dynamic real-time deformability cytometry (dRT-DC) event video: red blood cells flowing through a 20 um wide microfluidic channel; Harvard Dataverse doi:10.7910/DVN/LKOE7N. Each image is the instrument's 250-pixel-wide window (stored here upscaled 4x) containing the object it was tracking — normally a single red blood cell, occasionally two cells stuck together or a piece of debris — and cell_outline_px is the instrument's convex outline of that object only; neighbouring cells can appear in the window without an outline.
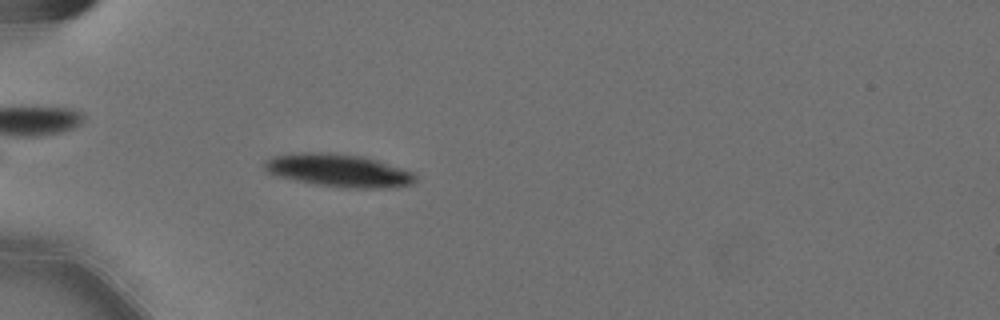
{"species": "Egyptian fruit bat (a non-hibernating species)", "species_latin": "Rousettus aegyptiacus", "temperature_condition": "cold", "stored_images_in_passage": 45, "camera_frame_rate_fps": 3000, "um_per_image_px": 0.085, "animal": {"sex": "female"}, "frame": {"image": 1, "passage_image": 6, "time_ms": 1.667, "image_size_px": [1000, 320], "cell_outline_px": [[416, 180], [412, 184], [396, 188], [340, 188], [316, 184], [276, 176], [268, 172], [260, 164], [264, 160], [272, 156], [292, 152], [332, 152], [364, 156], [412, 172], [416, 176]], "centroid_in_image_um": [28.72, 14.48], "position_along_channel_um": 56.3, "area_um2": 29.36}}
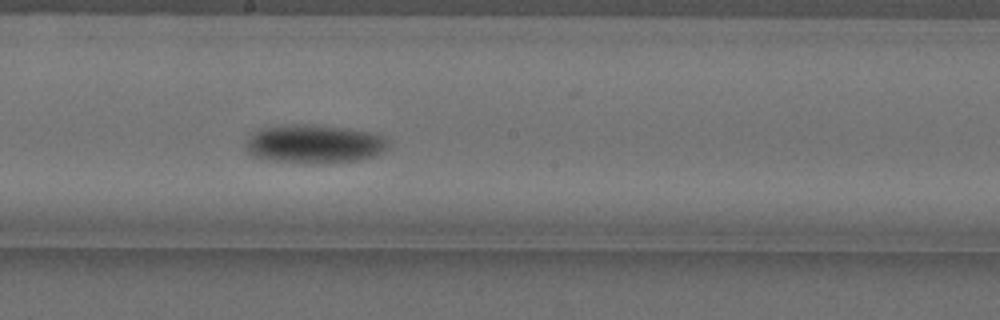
{"frame": {"image": 2, "passage_image": 21, "time_ms": 6.667, "image_size_px": [1000, 320], "cell_outline_px": [[388, 148], [376, 156], [360, 160], [272, 160], [252, 156], [248, 152], [244, 144], [260, 128], [296, 124], [304, 124], [348, 128], [372, 132], [384, 136], [388, 140]], "centroid_in_image_um": [26.77, 12.18], "position_along_channel_um": 221.4, "area_um2": 30.87}}
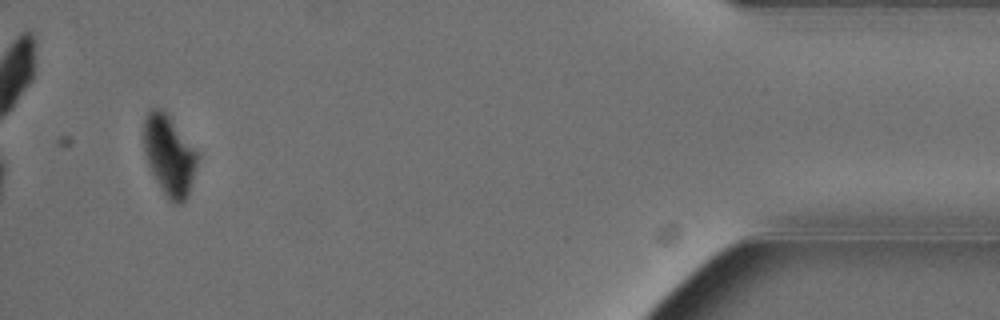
{"frame": {"image": 3, "passage_image": 43, "time_ms": 14.0, "image_size_px": [1000, 320], "cell_outline_px": [[196, 168], [188, 196], [180, 204], [172, 204], [168, 200], [160, 188], [148, 164], [144, 152], [144, 116], [152, 108], [164, 108], [168, 112], [196, 152]], "centroid_in_image_um": [14.36, 13.19], "position_along_channel_um": 420.8, "area_um2": 25.03}, "authors_computed_cell_mechanics": {"area_um2": 29.8826, "velocity_mm_per_s": 3.5648, "shape_relaxation_time_tau1_ms": 2.3696, "shape_relaxation_time_tau2_ms": null, "deformation_change_tau1": 0.1245, "deformation_change_tau2": null}}